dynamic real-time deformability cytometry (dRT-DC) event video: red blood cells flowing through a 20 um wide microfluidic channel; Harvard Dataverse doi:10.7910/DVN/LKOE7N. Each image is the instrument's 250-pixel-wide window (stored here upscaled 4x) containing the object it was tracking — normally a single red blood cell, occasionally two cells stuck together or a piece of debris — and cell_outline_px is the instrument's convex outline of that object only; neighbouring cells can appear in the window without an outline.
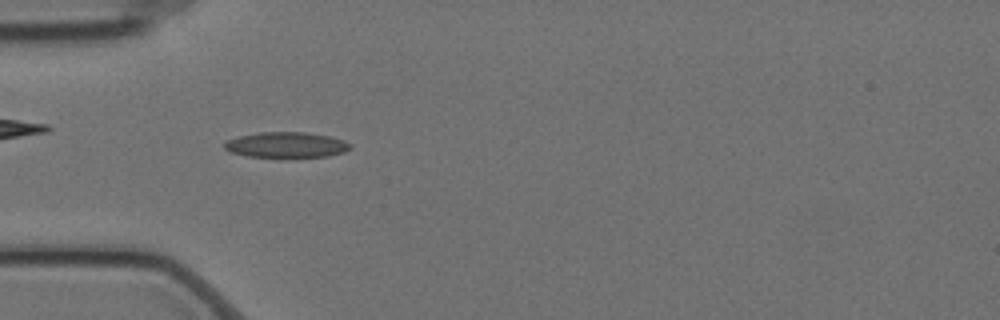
{"species": "Egyptian fruit bat (a non-hibernating species)", "species_latin": "Rousettus aegyptiacus", "temperature_condition": "cold", "stored_images_in_passage": 57, "camera_frame_rate_fps": 3000, "um_per_image_px": 0.085, "animal": {"sex": "female"}, "frame": {"image": 1, "passage_image": 17, "time_ms": 5.333, "image_size_px": [1000, 320], "cell_outline_px": [[352, 148], [344, 152], [328, 156], [248, 156], [232, 152], [224, 148], [224, 144], [228, 140], [240, 136], [260, 132], [304, 132], [328, 136], [344, 140], [352, 144]], "centroid_in_image_um": [24.38, 12.3], "position_along_channel_um": 60.6, "area_um2": 18.32}}
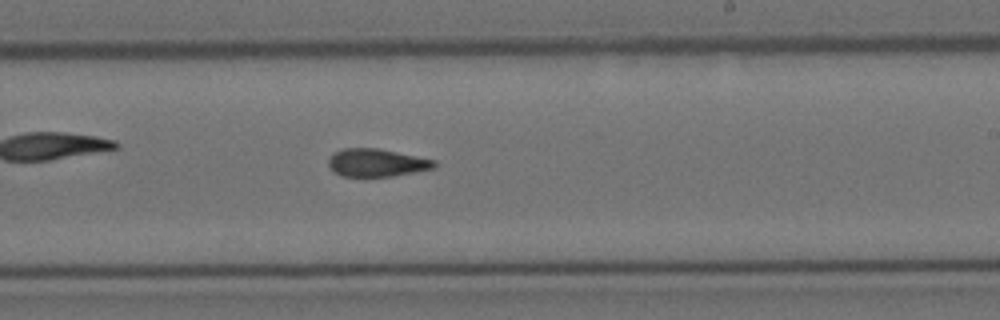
{"frame": {"image": 2, "passage_image": 34, "time_ms": 11.0, "image_size_px": [1000, 320], "cell_outline_px": [[436, 168], [392, 176], [340, 176], [332, 172], [328, 164], [328, 160], [336, 152], [344, 148], [376, 148], [436, 160]], "centroid_in_image_um": [32.01, 13.84], "position_along_channel_um": 257.0, "area_um2": 17.05}}
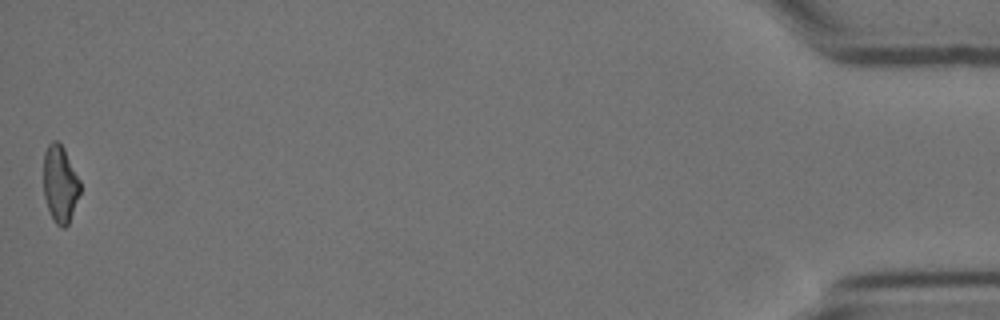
{"frame": {"image": 3, "passage_image": 57, "time_ms": 18.667, "image_size_px": [1000, 320], "cell_outline_px": [[80, 192], [68, 224], [64, 228], [60, 228], [56, 224], [48, 208], [44, 196], [44, 152], [48, 144], [52, 140], [56, 140], [64, 148], [80, 180]], "centroid_in_image_um": [5.1, 15.62], "position_along_channel_um": 430.1, "area_um2": 16.3}, "authors_computed_cell_mechanics": {"area_um2": 17.629, "velocity_mm_per_s": 3.503, "shape_relaxation_time_tau1_ms": null, "shape_relaxation_time_tau2_ms": 8.6476, "deformation_change_tau1": null, "deformation_change_tau2": 0.1737}}